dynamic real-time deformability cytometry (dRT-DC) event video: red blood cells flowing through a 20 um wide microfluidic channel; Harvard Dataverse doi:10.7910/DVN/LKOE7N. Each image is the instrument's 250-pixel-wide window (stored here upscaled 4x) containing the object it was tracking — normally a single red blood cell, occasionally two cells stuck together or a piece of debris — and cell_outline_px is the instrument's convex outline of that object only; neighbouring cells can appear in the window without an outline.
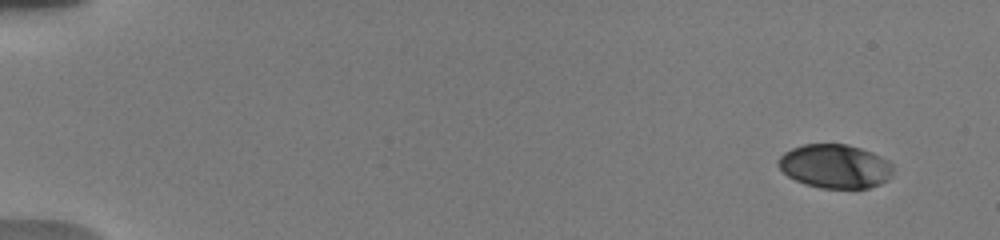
{"species": "human", "species_latin": "Homo sapiens", "temperature_condition": "warm", "stored_images_in_passage": 26, "camera_frame_rate_fps": 3000, "um_per_image_px": 0.085, "donor": {"sex": "male"}, "frame": {"image": 1, "passage_image": 1, "time_ms": 0.0, "image_size_px": [1000, 240], "cell_outline_px": [[892, 176], [888, 180], [880, 184], [868, 188], [820, 188], [804, 184], [788, 176], [776, 164], [780, 156], [784, 152], [792, 148], [804, 144], [848, 144], [872, 152], [888, 160], [892, 164]], "centroid_in_image_um": [70.98, 14.13], "position_along_channel_um": 14.0, "area_um2": 29.48}}
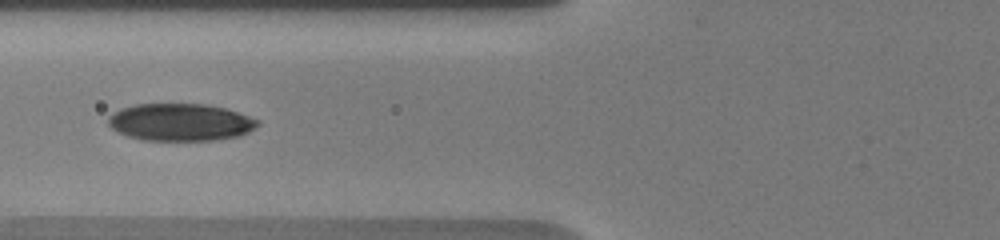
{"frame": {"image": 2, "passage_image": 11, "time_ms": 6.667, "image_size_px": [1000, 240], "cell_outline_px": [[260, 124], [248, 132], [236, 136], [220, 140], [144, 140], [128, 136], [112, 128], [108, 124], [108, 116], [112, 112], [120, 108], [136, 104], [204, 104], [224, 108], [260, 120]], "centroid_in_image_um": [15.32, 10.38], "position_along_channel_um": 110.5, "area_um2": 32.43}}
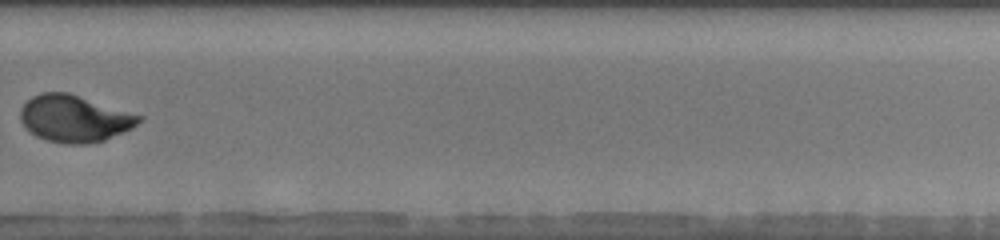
{"frame": {"image": 3, "passage_image": 19, "time_ms": 12.333, "image_size_px": [1000, 240], "cell_outline_px": [[144, 120], [132, 128], [124, 132], [104, 140], [84, 144], [64, 144], [48, 140], [36, 136], [20, 120], [20, 108], [32, 96], [40, 92], [68, 92], [144, 116]], "centroid_in_image_um": [6.35, 10.07], "position_along_channel_um": 323.4, "area_um2": 32.43}, "authors_computed_cell_mechanics": {"area_um2": 31.8478, "velocity_mm_per_s": 3.7639, "shape_relaxation_time_tau1_ms": 5.3676, "shape_relaxation_time_tau2_ms": 0.9629, "deformation_change_tau1": 0.1961, "deformation_change_tau2": 0.0532}}